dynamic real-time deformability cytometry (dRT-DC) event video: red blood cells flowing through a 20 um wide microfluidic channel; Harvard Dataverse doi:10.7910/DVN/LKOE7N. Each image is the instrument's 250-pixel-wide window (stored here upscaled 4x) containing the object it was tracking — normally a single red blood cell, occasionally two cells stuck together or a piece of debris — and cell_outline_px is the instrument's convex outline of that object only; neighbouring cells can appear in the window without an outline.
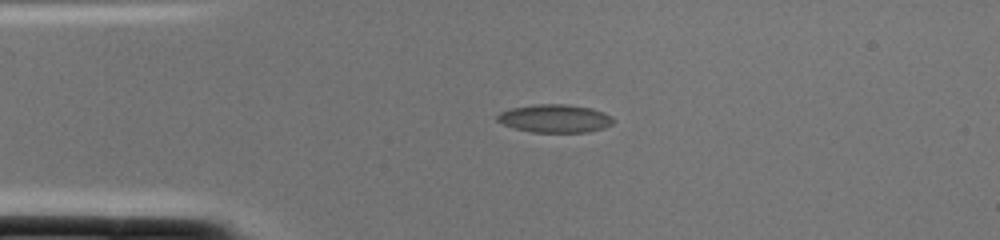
{"species": "common noctule bat (a hibernating species)", "species_latin": "Nyctalus noctula", "temperature_condition": "cold", "stored_images_in_passage": 1, "camera_frame_rate_fps": 3000, "um_per_image_px": 0.085, "animal": {"sex": "female", "body_mass_g": 22.0, "forearm_length_mm": 56.7}, "frame": {"image": 1, "passage_image": 1, "time_ms": 0.0, "image_size_px": [1000, 240], "cell_outline_px": [[612, 124], [604, 128], [588, 132], [532, 132], [516, 128], [504, 124], [496, 120], [496, 116], [500, 112], [512, 108], [536, 104], [568, 104], [592, 108], [604, 112], [612, 116]], "centroid_in_image_um": [47.19, 10.06], "position_along_channel_um": 37.8, "area_um2": 18.96}}